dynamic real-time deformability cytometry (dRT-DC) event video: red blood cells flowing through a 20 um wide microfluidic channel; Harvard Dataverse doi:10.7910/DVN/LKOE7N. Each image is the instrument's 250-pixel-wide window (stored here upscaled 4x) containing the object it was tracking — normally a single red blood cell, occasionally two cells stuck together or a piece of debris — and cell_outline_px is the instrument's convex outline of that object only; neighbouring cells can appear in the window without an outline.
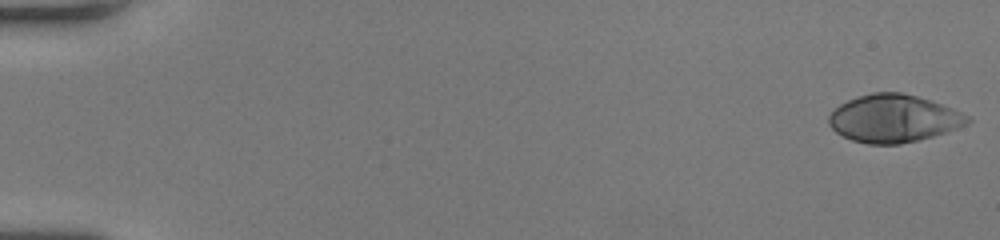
{"species": "human", "species_latin": "Homo sapiens", "temperature_condition": "room temperature", "stored_images_in_passage": 52, "camera_frame_rate_fps": 3000, "um_per_image_px": 0.085, "donor": {"sex": "female"}, "frame": {"image": 1, "passage_image": 1, "time_ms": 0.0, "image_size_px": [1000, 240], "cell_outline_px": [[972, 120], [968, 124], [932, 136], [900, 144], [868, 144], [852, 140], [836, 132], [828, 124], [828, 116], [840, 104], [856, 96], [872, 92], [900, 92], [932, 100], [952, 108], [968, 116]], "centroid_in_image_um": [75.94, 10.06], "position_along_channel_um": 9.1, "area_um2": 38.38}}
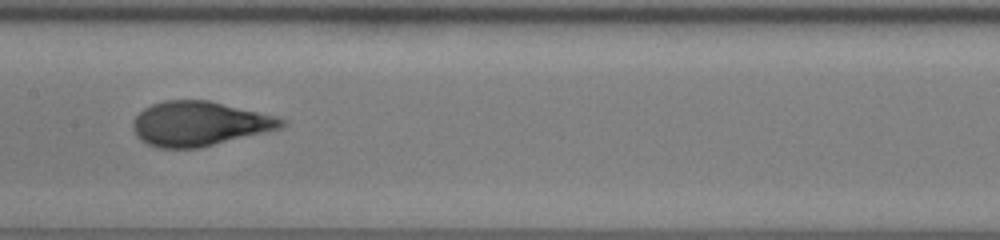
{"frame": {"image": 2, "passage_image": 28, "time_ms": 9.0, "image_size_px": [1000, 240], "cell_outline_px": [[288, 124], [280, 128], [200, 148], [156, 148], [140, 140], [136, 136], [132, 128], [132, 124], [136, 116], [144, 108], [152, 104], [164, 100], [208, 100], [276, 116], [288, 120]], "centroid_in_image_um": [16.93, 10.52], "position_along_channel_um": 190.5, "area_um2": 38.55}}
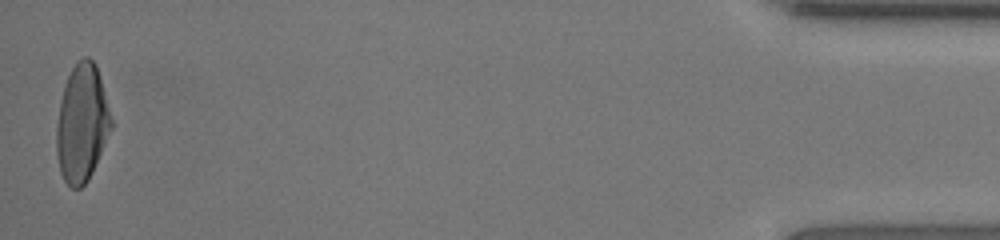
{"frame": {"image": 3, "passage_image": 52, "time_ms": 17.0, "image_size_px": [1000, 240], "cell_outline_px": [[112, 128], [92, 172], [88, 180], [80, 188], [72, 188], [64, 180], [60, 172], [56, 152], [56, 124], [60, 100], [64, 84], [76, 60], [84, 56], [88, 56], [96, 64], [112, 120]], "centroid_in_image_um": [6.94, 10.46], "position_along_channel_um": 428.3, "area_um2": 37.45}, "authors_computed_cell_mechanics": {"area_um2": 37.7145, "velocity_mm_per_s": 4.0541, "shape_relaxation_time_tau1_ms": 5.9647, "shape_relaxation_time_tau2_ms": null, "deformation_change_tau1": 0.28, "deformation_change_tau2": null}}